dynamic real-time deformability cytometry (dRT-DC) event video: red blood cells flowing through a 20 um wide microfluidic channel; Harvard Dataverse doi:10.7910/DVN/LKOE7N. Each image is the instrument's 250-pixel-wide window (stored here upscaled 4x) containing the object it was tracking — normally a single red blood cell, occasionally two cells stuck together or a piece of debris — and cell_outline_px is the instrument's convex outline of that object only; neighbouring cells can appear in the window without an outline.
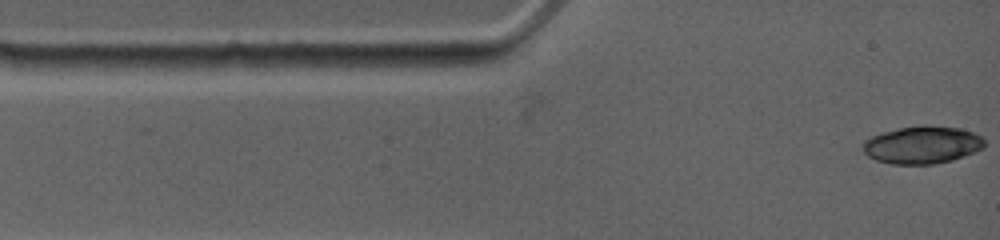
{"species": "common noctule bat (a hibernating species)", "species_latin": "Nyctalus noctula", "temperature_condition": "warm", "stored_images_in_passage": 39, "camera_frame_rate_fps": 4500, "um_per_image_px": 0.085, "animal": {"sex": "female", "body_mass_g": 19.0, "forearm_length_mm": 53.3}, "frame": {"image": 1, "passage_image": 1, "time_ms": 0.0, "image_size_px": [1000, 240], "cell_outline_px": [[984, 148], [964, 156], [952, 160], [932, 164], [892, 164], [876, 160], [868, 156], [864, 152], [864, 140], [880, 132], [920, 124], [928, 124], [960, 128], [972, 132], [980, 136], [984, 140]], "centroid_in_image_um": [78.39, 12.3], "position_along_channel_um": 6.6, "area_um2": 26.76}}
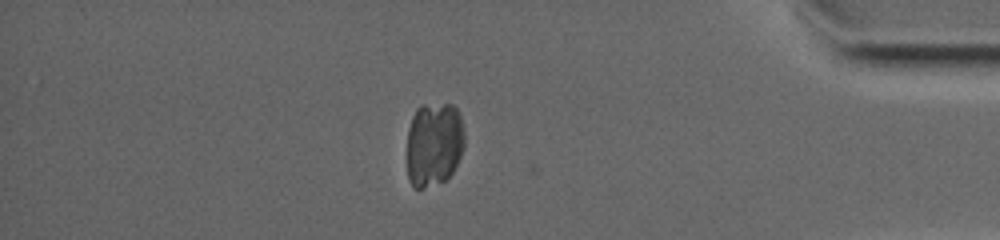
{"frame": {"image": 2, "passage_image": 38, "time_ms": 12.444, "image_size_px": [1000, 240], "cell_outline_px": [[464, 148], [452, 172], [444, 180], [420, 188], [416, 188], [408, 180], [408, 128], [412, 116], [416, 108], [420, 104], [452, 104], [456, 108], [460, 116], [464, 128]], "centroid_in_image_um": [36.89, 12.2], "position_along_channel_um": 398.3, "area_um2": 28.32}}